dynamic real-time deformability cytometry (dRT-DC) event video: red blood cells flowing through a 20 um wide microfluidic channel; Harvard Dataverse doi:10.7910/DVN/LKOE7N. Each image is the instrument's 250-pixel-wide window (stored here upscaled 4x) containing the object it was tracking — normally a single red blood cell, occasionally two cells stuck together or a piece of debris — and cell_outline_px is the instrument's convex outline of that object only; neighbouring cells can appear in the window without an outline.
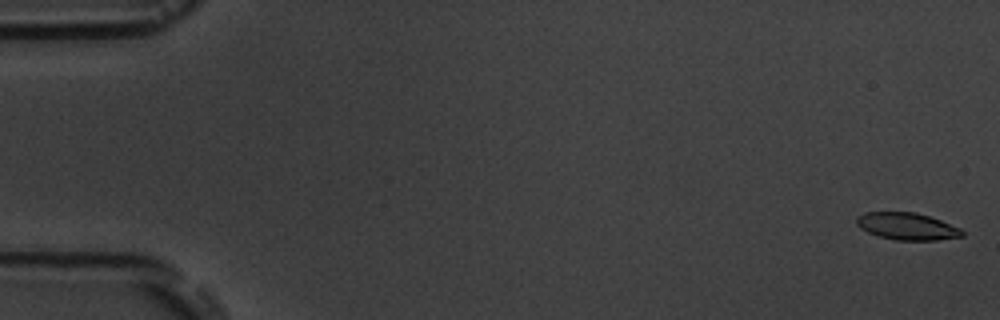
{"species": "common noctule bat (a hibernating species)", "species_latin": "Nyctalus noctula", "temperature_condition": "room temperature", "stored_images_in_passage": 7, "camera_frame_rate_fps": 3000, "um_per_image_px": 0.085, "animal": {"sex": "male", "body_mass_g": 19.5, "forearm_length_mm": 54.6}, "frame": {"image": 1, "passage_image": 1, "time_ms": 0.0, "image_size_px": [1000, 320], "cell_outline_px": [[964, 236], [936, 240], [896, 240], [876, 236], [860, 228], [856, 224], [856, 216], [864, 212], [916, 212], [940, 220], [960, 228], [964, 232]], "centroid_in_image_um": [77.06, 19.23], "position_along_channel_um": 7.9, "area_um2": 16.76}}
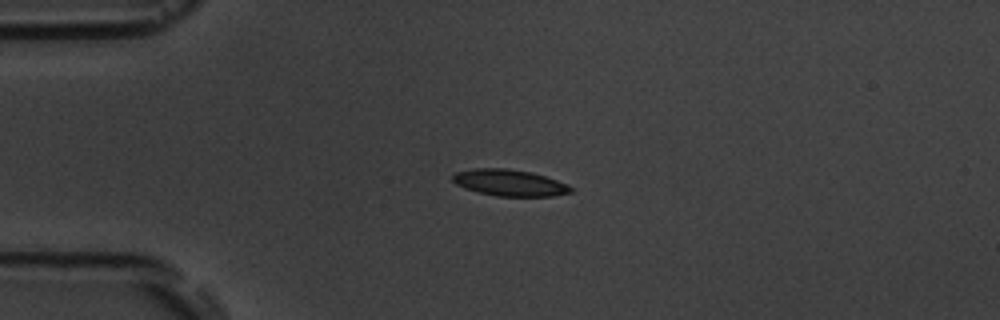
{"frame": {"image": 2, "passage_image": 5, "time_ms": 4.333, "image_size_px": [1000, 320], "cell_outline_px": [[572, 192], [552, 196], [496, 196], [464, 188], [456, 184], [452, 180], [452, 176], [456, 172], [476, 168], [508, 168], [532, 172], [568, 184], [572, 188]], "centroid_in_image_um": [43.31, 15.53], "position_along_channel_um": 41.7, "area_um2": 18.15}}
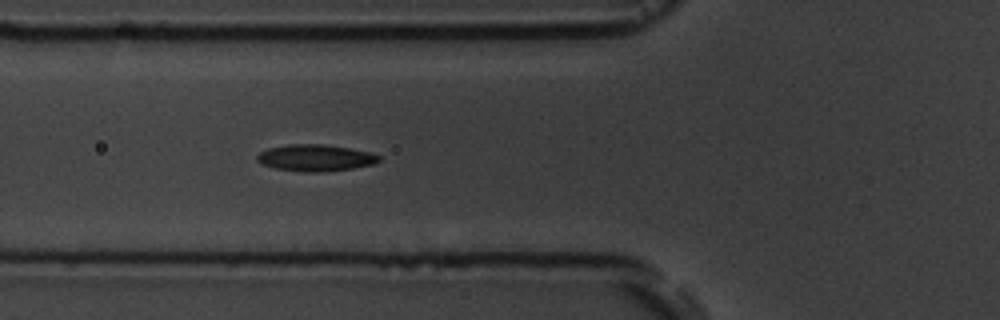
{"frame": {"image": 3, "passage_image": 7, "time_ms": 6.667, "image_size_px": [1000, 320], "cell_outline_px": [[380, 160], [376, 164], [352, 168], [320, 172], [304, 172], [276, 168], [264, 164], [256, 160], [256, 156], [260, 152], [268, 148], [288, 144], [320, 144], [348, 148], [368, 152], [380, 156]], "centroid_in_image_um": [26.81, 13.41], "position_along_channel_um": 99.0, "area_um2": 18.73}}